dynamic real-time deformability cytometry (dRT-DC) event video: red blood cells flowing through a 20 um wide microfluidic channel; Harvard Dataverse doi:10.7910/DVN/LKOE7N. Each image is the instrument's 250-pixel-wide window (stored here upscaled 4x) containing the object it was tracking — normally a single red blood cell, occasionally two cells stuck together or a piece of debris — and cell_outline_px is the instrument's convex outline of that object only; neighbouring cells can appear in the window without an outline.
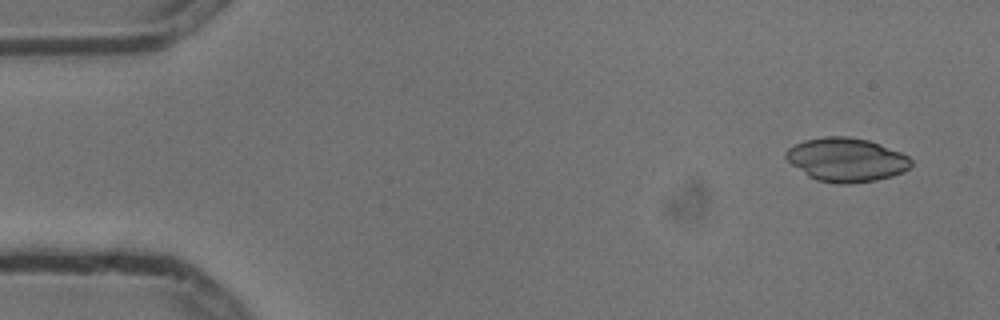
{"species": "common noctule bat (a hibernating species)", "species_latin": "Nyctalus noctula", "temperature_condition": "cold", "stored_images_in_passage": 7, "camera_frame_rate_fps": 3000, "um_per_image_px": 0.085, "animal": {"sex": "male", "body_mass_g": 13.3}, "frame": {"image": 1, "passage_image": 1, "time_ms": 0.0, "image_size_px": [1000, 320], "cell_outline_px": [[912, 164], [904, 172], [892, 176], [876, 180], [848, 184], [836, 184], [816, 180], [808, 176], [792, 164], [784, 156], [784, 152], [788, 148], [804, 140], [824, 136], [848, 136], [868, 140], [880, 144], [900, 152], [908, 156], [912, 160]], "centroid_in_image_um": [71.93, 13.58], "position_along_channel_um": 13.1, "area_um2": 32.02}}